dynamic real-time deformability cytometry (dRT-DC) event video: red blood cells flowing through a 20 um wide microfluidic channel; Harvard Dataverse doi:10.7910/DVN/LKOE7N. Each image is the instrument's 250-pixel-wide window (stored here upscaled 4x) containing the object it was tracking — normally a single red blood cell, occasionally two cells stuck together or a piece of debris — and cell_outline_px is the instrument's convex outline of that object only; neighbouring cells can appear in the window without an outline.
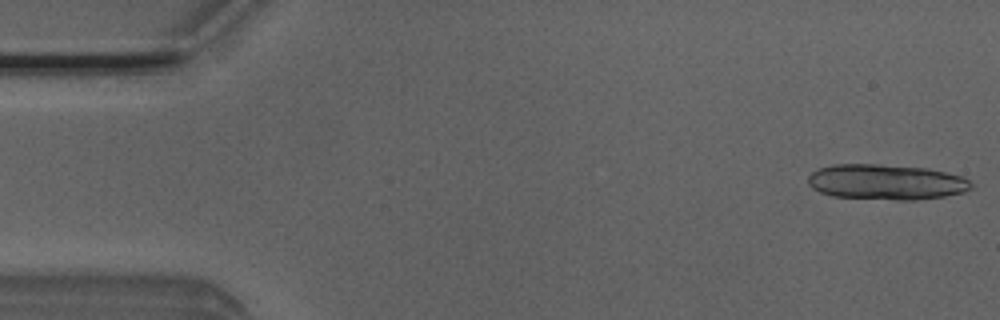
{"species": "Egyptian fruit bat (a non-hibernating species)", "species_latin": "Rousettus aegyptiacus", "temperature_condition": "room temperature", "stored_images_in_passage": 13, "camera_frame_rate_fps": 3000, "um_per_image_px": 0.085, "animal": {"sex": "male"}, "frame": {"image": 1, "passage_image": 1, "time_ms": 0.0, "image_size_px": [1000, 320], "cell_outline_px": [[972, 188], [964, 192], [944, 196], [916, 200], [896, 200], [832, 196], [820, 192], [812, 188], [808, 184], [808, 176], [816, 168], [832, 164], [876, 164], [928, 168], [960, 176], [968, 180], [972, 184]], "centroid_in_image_um": [75.28, 15.47], "position_along_channel_um": 9.7, "area_um2": 33.76}}